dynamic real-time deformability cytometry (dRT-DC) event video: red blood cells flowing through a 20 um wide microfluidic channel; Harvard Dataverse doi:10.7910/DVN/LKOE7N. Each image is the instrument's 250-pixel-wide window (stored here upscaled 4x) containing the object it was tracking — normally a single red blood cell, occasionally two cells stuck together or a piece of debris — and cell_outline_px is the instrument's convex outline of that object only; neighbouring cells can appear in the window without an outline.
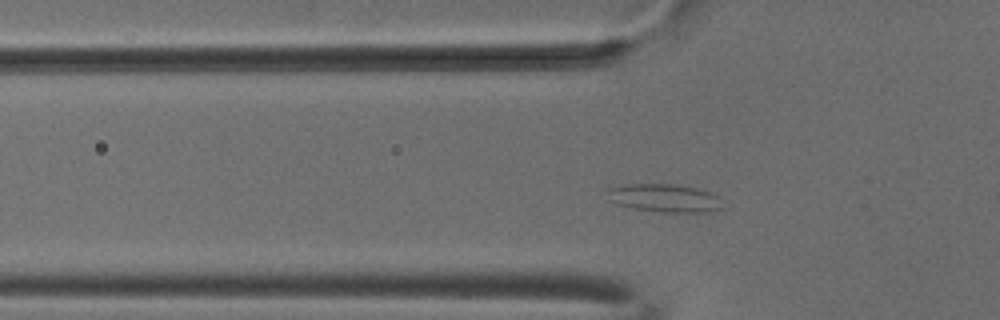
{"species": "common noctule bat (a hibernating species)", "species_latin": "Nyctalus noctula", "temperature_condition": "cold", "stored_images_in_passage": 49, "camera_frame_rate_fps": 3000, "um_per_image_px": 0.085, "animal": {"sex": "male", "body_mass_g": 18.8}, "frame": {"image": 1, "passage_image": 12, "time_ms": 3.667, "image_size_px": [1000, 320], "cell_outline_px": [[724, 208], [716, 212], [660, 212], [636, 208], [620, 204], [608, 200], [608, 188], [624, 184], [676, 184], [696, 188], [720, 196]], "centroid_in_image_um": [56.56, 16.84], "position_along_channel_um": 69.2, "area_um2": 19.02}}
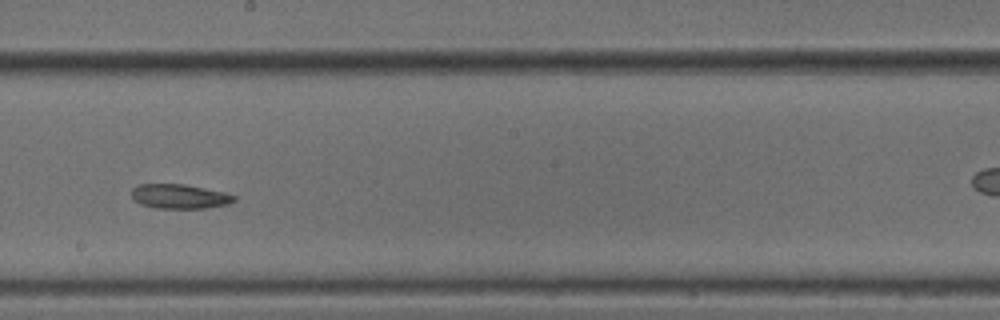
{"frame": {"image": 2, "passage_image": 25, "time_ms": 8.0, "image_size_px": [1000, 320], "cell_outline_px": [[236, 200], [228, 204], [204, 208], [156, 208], [140, 204], [132, 196], [132, 188], [136, 184], [184, 184], [224, 192], [236, 196]], "centroid_in_image_um": [15.26, 16.69], "position_along_channel_um": 232.9, "area_um2": 14.57}}
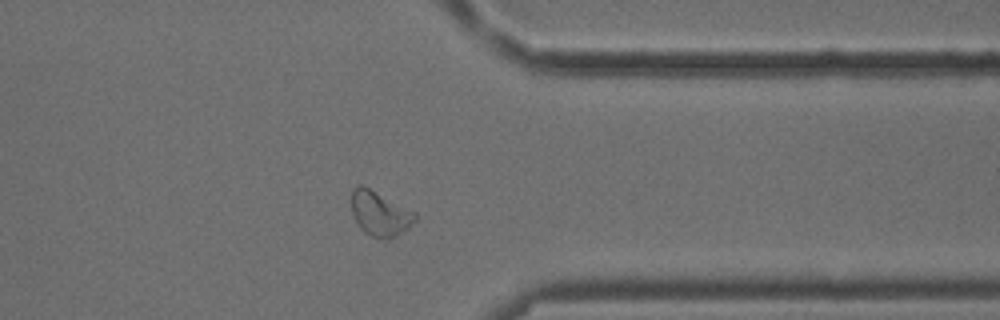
{"frame": {"image": 3, "passage_image": 37, "time_ms": 12.0, "image_size_px": [1000, 320], "cell_outline_px": [[416, 220], [408, 228], [384, 240], [372, 236], [364, 232], [356, 224], [352, 216], [352, 188], [356, 184], [360, 184], [416, 212]], "centroid_in_image_um": [32.25, 18.15], "position_along_channel_um": 379.1, "area_um2": 16.42}}